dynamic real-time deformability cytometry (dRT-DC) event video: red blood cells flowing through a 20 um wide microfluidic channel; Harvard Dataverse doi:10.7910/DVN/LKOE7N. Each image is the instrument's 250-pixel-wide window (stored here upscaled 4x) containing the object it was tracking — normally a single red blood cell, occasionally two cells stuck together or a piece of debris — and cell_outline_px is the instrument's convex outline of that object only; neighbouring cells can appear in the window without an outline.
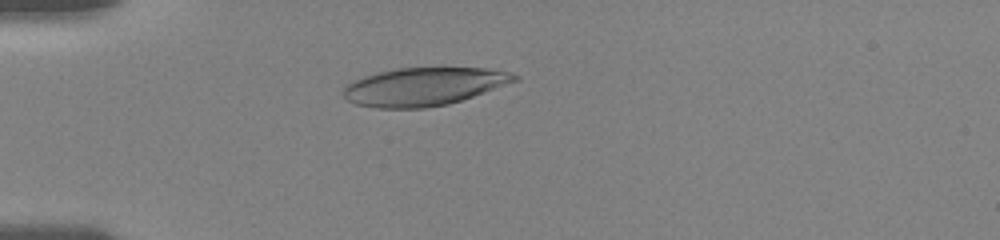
{"species": "human", "species_latin": "Homo sapiens", "temperature_condition": "room temperature", "stored_images_in_passage": 57, "camera_frame_rate_fps": 3000, "um_per_image_px": 0.085, "donor": {"sex": "female"}, "frame": {"image": 1, "passage_image": 17, "time_ms": 5.0, "image_size_px": [1000, 240], "cell_outline_px": [[520, 80], [448, 104], [424, 108], [376, 108], [356, 104], [348, 100], [340, 92], [348, 84], [364, 76], [396, 68], [484, 68], [508, 72], [520, 76]], "centroid_in_image_um": [36.02, 7.36], "position_along_channel_um": 49.0, "area_um2": 37.69}}
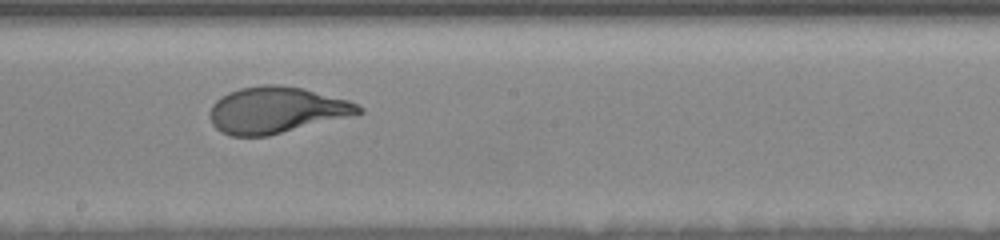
{"frame": {"image": 2, "passage_image": 35, "time_ms": 10.333, "image_size_px": [1000, 240], "cell_outline_px": [[364, 112], [356, 116], [268, 136], [232, 136], [220, 132], [212, 124], [208, 112], [212, 104], [216, 100], [228, 92], [240, 88], [264, 84], [280, 84], [304, 88], [348, 100], [364, 108]], "centroid_in_image_um": [23.52, 9.36], "position_along_channel_um": 224.7, "area_um2": 40.86}}
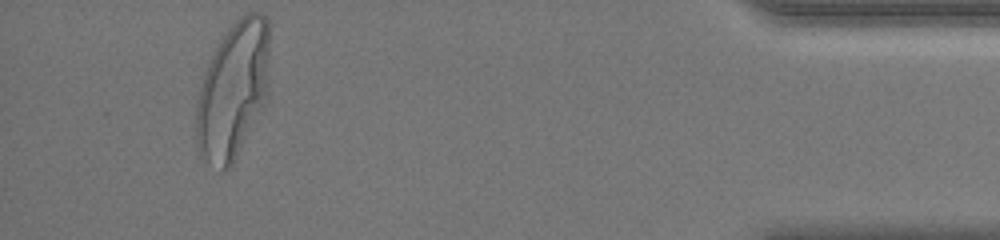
{"frame": {"image": 3, "passage_image": 55, "time_ms": 17.0, "image_size_px": [1000, 240], "cell_outline_px": [[268, 96], [232, 168], [224, 172], [200, 156], [196, 148], [196, 104], [200, 88], [208, 60], [228, 24], [232, 20], [244, 12], [260, 12], [268, 16]], "centroid_in_image_um": [19.8, 7.64], "position_along_channel_um": 415.4, "area_um2": 59.65}, "authors_computed_cell_mechanics": {"area_um2": 40.2288, "velocity_mm_per_s": 3.6811, "shape_relaxation_time_tau1_ms": 3.9648, "shape_relaxation_time_tau2_ms": null, "deformation_change_tau1": 0.185, "deformation_change_tau2": null}}